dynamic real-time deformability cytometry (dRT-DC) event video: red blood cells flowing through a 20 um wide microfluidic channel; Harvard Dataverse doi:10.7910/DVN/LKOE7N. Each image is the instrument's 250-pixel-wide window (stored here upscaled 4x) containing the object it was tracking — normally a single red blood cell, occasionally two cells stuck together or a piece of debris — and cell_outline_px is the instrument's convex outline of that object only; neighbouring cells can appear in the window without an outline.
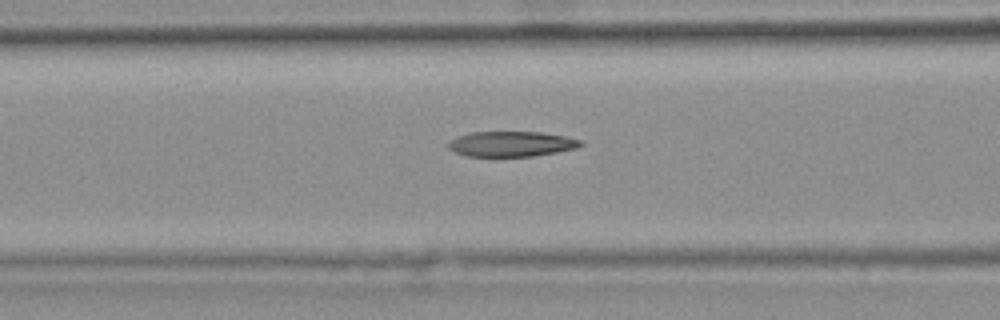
{"species": "common noctule bat (a hibernating species)", "species_latin": "Nyctalus noctula", "temperature_condition": "warm", "stored_images_in_passage": 39, "camera_frame_rate_fps": 3000, "um_per_image_px": 0.085, "animal": {"sex": "female", "body_mass_g": 25.1}, "frame": {"image": 1, "passage_image": 17, "time_ms": 5.333, "image_size_px": [1000, 320], "cell_outline_px": [[584, 144], [576, 148], [556, 152], [532, 156], [468, 156], [456, 152], [448, 148], [448, 140], [456, 136], [472, 132], [540, 132], [568, 136], [584, 140]], "centroid_in_image_um": [43.49, 12.22], "position_along_channel_um": 123.1, "area_um2": 19.59}}